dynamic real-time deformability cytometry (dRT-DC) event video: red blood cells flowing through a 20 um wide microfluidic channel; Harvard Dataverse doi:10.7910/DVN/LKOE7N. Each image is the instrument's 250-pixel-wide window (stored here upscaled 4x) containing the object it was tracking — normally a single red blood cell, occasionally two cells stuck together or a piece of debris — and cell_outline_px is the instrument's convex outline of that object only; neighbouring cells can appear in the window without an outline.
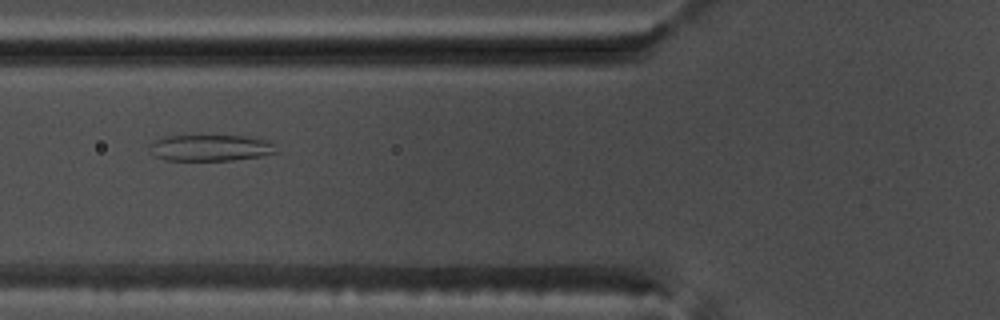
{"species": "common noctule bat (a hibernating species)", "species_latin": "Nyctalus noctula", "temperature_condition": "warm", "stored_images_in_passage": 54, "camera_frame_rate_fps": 3000, "um_per_image_px": 0.085, "animal": {"sex": "male", "body_mass_g": 17.5, "forearm_length_mm": 52.3}, "frame": {"image": 1, "passage_image": 21, "time_ms": 6.667, "image_size_px": [1000, 320], "cell_outline_px": [[280, 152], [260, 156], [232, 160], [164, 160], [152, 156], [148, 148], [148, 144], [152, 140], [168, 136], [244, 136], [264, 140], [276, 144]], "centroid_in_image_um": [17.85, 12.57], "position_along_channel_um": 108.0, "area_um2": 19.65}}
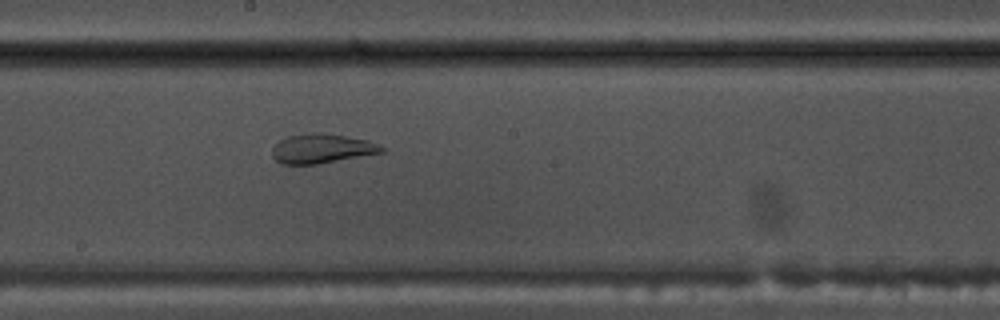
{"frame": {"image": 2, "passage_image": 30, "time_ms": 9.667, "image_size_px": [1000, 320], "cell_outline_px": [[384, 152], [316, 164], [284, 164], [276, 160], [272, 156], [272, 148], [280, 140], [288, 136], [312, 132], [344, 136], [368, 140], [384, 148]], "centroid_in_image_um": [27.32, 12.63], "position_along_channel_um": 220.9, "area_um2": 18.38}}
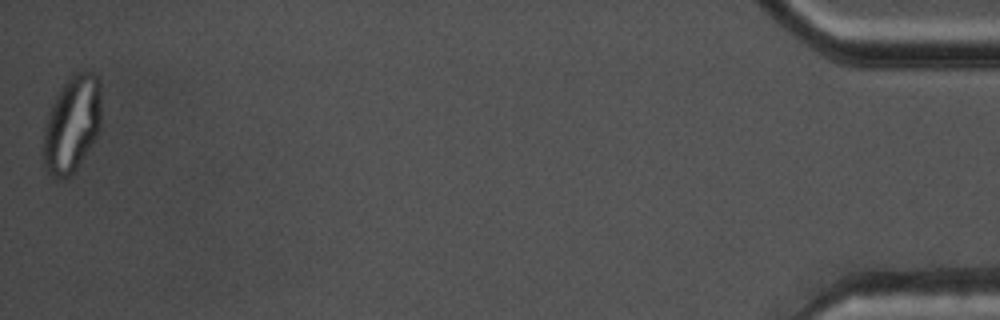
{"frame": {"image": 3, "passage_image": 54, "time_ms": 17.667, "image_size_px": [1000, 320], "cell_outline_px": [[100, 128], [92, 144], [76, 168], [68, 176], [60, 180], [52, 176], [44, 168], [44, 128], [52, 104], [56, 96], [72, 72], [88, 68], [100, 80]], "centroid_in_image_um": [6.13, 10.5], "position_along_channel_um": 429.1, "area_um2": 32.54}, "authors_computed_cell_mechanics": {"area_um2": 27.166, "velocity_mm_per_s": 3.7801, "shape_relaxation_time_tau1_ms": null, "shape_relaxation_time_tau2_ms": 0.9794, "deformation_change_tau1": null, "deformation_change_tau2": 0.0726}}